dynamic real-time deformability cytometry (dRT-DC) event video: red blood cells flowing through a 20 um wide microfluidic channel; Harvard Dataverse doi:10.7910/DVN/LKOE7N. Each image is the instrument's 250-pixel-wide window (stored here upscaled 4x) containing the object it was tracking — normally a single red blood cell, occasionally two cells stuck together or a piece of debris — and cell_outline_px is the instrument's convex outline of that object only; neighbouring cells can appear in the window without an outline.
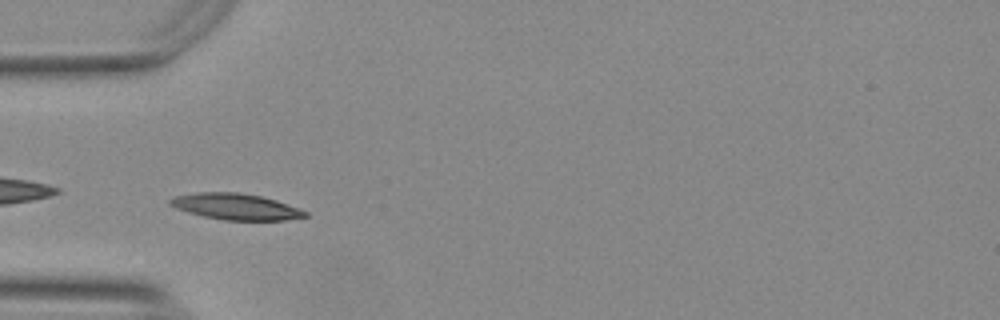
{"species": "Egyptian fruit bat (a non-hibernating species)", "species_latin": "Rousettus aegyptiacus", "temperature_condition": "warm", "stored_images_in_passage": 38, "camera_frame_rate_fps": 3000, "um_per_image_px": 0.085, "animal": {"sex": "female"}, "frame": {"image": 1, "passage_image": 1, "time_ms": 0.0, "image_size_px": [1000, 320], "cell_outline_px": [[308, 216], [284, 220], [224, 220], [204, 216], [188, 212], [176, 208], [168, 204], [168, 200], [172, 196], [196, 192], [236, 192], [260, 196], [276, 200], [300, 208], [308, 212]], "centroid_in_image_um": [20.02, 17.55], "position_along_channel_um": 65.0, "area_um2": 20.63}}
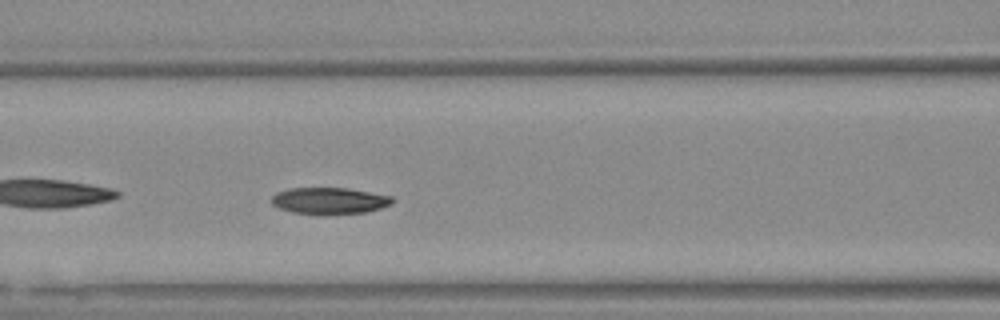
{"frame": {"image": 2, "passage_image": 7, "time_ms": 2.0, "image_size_px": [1000, 320], "cell_outline_px": [[396, 200], [392, 204], [368, 212], [324, 216], [292, 212], [280, 208], [272, 204], [268, 200], [276, 192], [288, 188], [348, 188], [392, 196]], "centroid_in_image_um": [28.0, 17.08], "position_along_channel_um": 138.6, "area_um2": 19.31}}
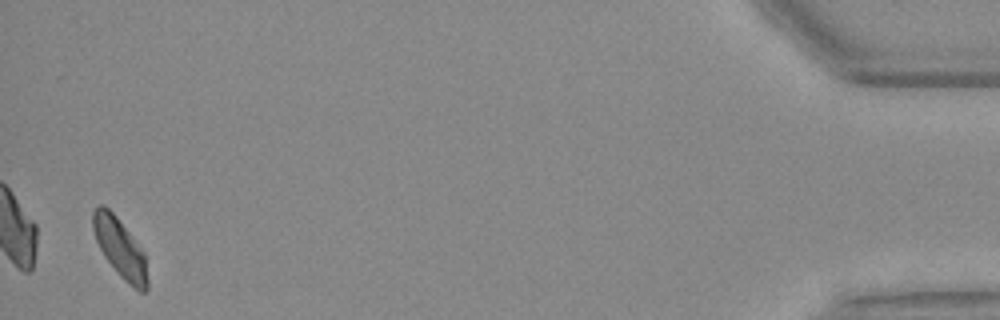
{"frame": {"image": 3, "passage_image": 37, "time_ms": 12.0, "image_size_px": [1000, 320], "cell_outline_px": [[148, 288], [144, 292], [140, 292], [120, 276], [104, 256], [96, 240], [92, 228], [92, 212], [100, 204], [104, 204], [116, 216], [144, 252], [148, 280]], "centroid_in_image_um": [10.19, 21.08], "position_along_channel_um": 425.0, "area_um2": 18.55}, "authors_computed_cell_mechanics": {"area_um2": 19.1029, "velocity_mm_per_s": 3.7293, "shape_relaxation_time_tau1_ms": 5.1131, "shape_relaxation_time_tau2_ms": 3.7752, "deformation_change_tau1": 0.1365, "deformation_change_tau2": 0.075}}